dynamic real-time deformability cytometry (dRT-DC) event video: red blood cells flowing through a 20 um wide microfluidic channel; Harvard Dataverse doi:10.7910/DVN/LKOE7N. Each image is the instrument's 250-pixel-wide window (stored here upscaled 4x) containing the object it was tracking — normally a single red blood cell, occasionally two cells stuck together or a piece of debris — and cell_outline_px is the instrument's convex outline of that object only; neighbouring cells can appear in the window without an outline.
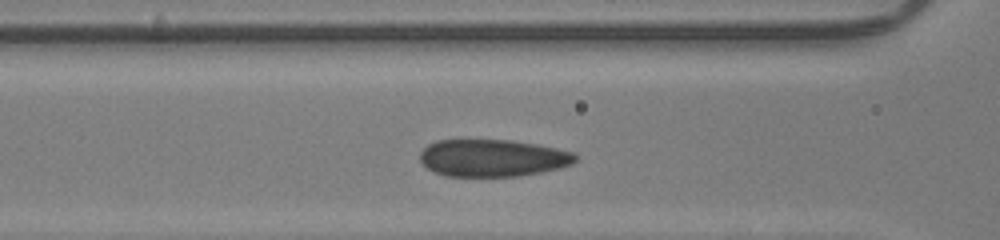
{"species": "human", "species_latin": "Homo sapiens", "temperature_condition": "room temperature", "stored_images_in_passage": 31, "camera_frame_rate_fps": 3000, "um_per_image_px": 0.085, "donor": {"sex": "male"}, "frame": {"image": 1, "passage_image": 11, "time_ms": 3.333, "image_size_px": [1000, 240], "cell_outline_px": [[576, 160], [572, 164], [540, 172], [520, 176], [444, 176], [428, 168], [420, 160], [420, 152], [428, 144], [436, 140], [512, 140], [536, 144], [556, 148], [572, 152], [576, 156]], "centroid_in_image_um": [41.85, 13.42], "position_along_channel_um": 124.8, "area_um2": 33.52}}
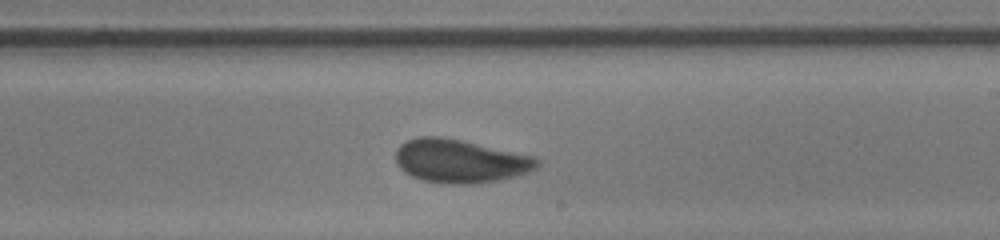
{"frame": {"image": 2, "passage_image": 20, "time_ms": 6.333, "image_size_px": [1000, 240], "cell_outline_px": [[540, 164], [536, 168], [528, 172], [496, 180], [472, 184], [448, 184], [424, 180], [412, 176], [404, 172], [400, 168], [396, 160], [396, 148], [400, 144], [408, 140], [420, 136], [436, 136], [460, 140], [532, 156], [540, 160]], "centroid_in_image_um": [39.07, 13.69], "position_along_channel_um": 249.9, "area_um2": 35.32}}
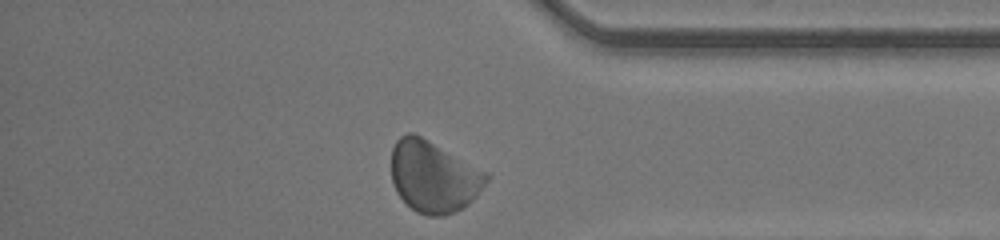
{"frame": {"image": 3, "passage_image": 31, "time_ms": 10.0, "image_size_px": [1000, 240], "cell_outline_px": [[488, 180], [476, 196], [468, 204], [444, 216], [428, 216], [416, 212], [396, 192], [392, 180], [392, 148], [396, 140], [400, 136], [408, 132], [412, 132], [428, 140], [488, 172]], "centroid_in_image_um": [36.84, 15.0], "position_along_channel_um": 398.4, "area_um2": 39.3}, "authors_computed_cell_mechanics": {"area_um2": 35.1424, "velocity_mm_per_s": 4.1829, "shape_relaxation_time_tau1_ms": 3.244, "shape_relaxation_time_tau2_ms": 0.5836, "deformation_change_tau1": 0.0987, "deformation_change_tau2": 0.0489}}